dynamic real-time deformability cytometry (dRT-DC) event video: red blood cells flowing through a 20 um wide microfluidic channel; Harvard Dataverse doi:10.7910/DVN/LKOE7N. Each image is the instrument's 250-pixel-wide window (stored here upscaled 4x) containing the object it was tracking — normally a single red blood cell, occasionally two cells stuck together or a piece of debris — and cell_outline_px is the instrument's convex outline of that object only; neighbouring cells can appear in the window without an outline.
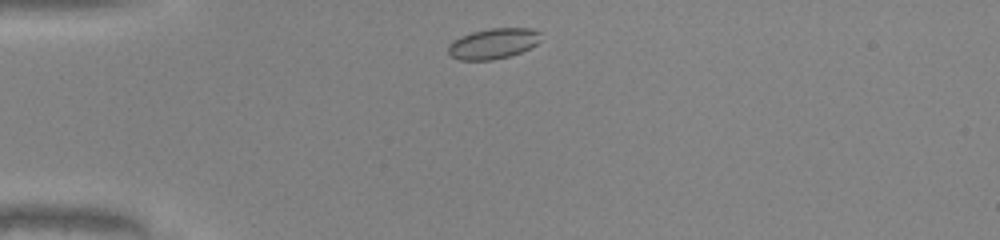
{"species": "common noctule bat (a hibernating species)", "species_latin": "Nyctalus noctula", "temperature_condition": "warm", "stored_images_in_passage": 33, "camera_frame_rate_fps": 3000, "um_per_image_px": 0.085, "animal": {"sex": "male", "body_mass_g": 20.0, "forearm_length_mm": 53.3}, "frame": {"image": 1, "passage_image": 2, "time_ms": 0.333, "image_size_px": [1000, 240], "cell_outline_px": [[540, 40], [536, 44], [520, 52], [508, 56], [492, 60], [460, 60], [452, 56], [448, 52], [448, 44], [452, 40], [460, 36], [472, 32], [492, 28], [532, 28], [540, 32]], "centroid_in_image_um": [41.9, 3.7], "position_along_channel_um": 43.1, "area_um2": 16.42}}
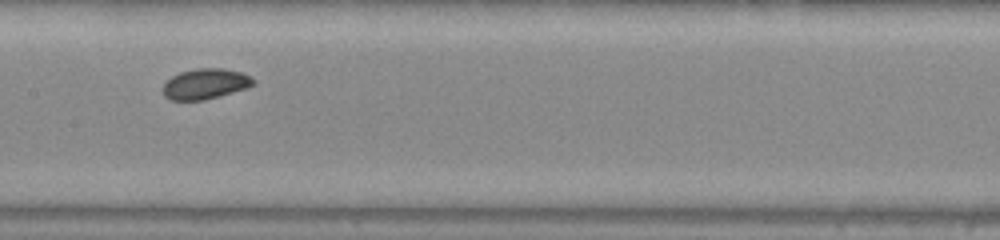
{"frame": {"image": 2, "passage_image": 15, "time_ms": 4.667, "image_size_px": [1000, 240], "cell_outline_px": [[256, 80], [248, 88], [220, 96], [204, 100], [172, 100], [164, 96], [164, 84], [172, 76], [180, 72], [196, 68], [224, 68], [240, 72]], "centroid_in_image_um": [17.46, 7.13], "position_along_channel_um": 189.9, "area_um2": 15.95}}
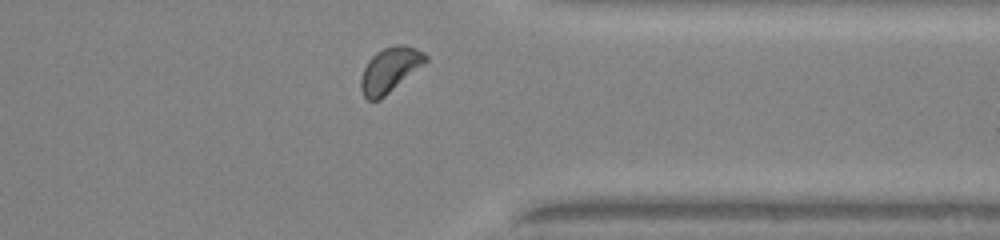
{"frame": {"image": 3, "passage_image": 29, "time_ms": 9.333, "image_size_px": [1000, 240], "cell_outline_px": [[428, 60], [380, 100], [368, 100], [364, 96], [360, 88], [360, 80], [364, 68], [368, 60], [376, 52], [384, 48], [396, 44], [404, 44], [416, 48], [424, 52], [428, 56]], "centroid_in_image_um": [33.13, 5.92], "position_along_channel_um": 378.3, "area_um2": 16.82}}